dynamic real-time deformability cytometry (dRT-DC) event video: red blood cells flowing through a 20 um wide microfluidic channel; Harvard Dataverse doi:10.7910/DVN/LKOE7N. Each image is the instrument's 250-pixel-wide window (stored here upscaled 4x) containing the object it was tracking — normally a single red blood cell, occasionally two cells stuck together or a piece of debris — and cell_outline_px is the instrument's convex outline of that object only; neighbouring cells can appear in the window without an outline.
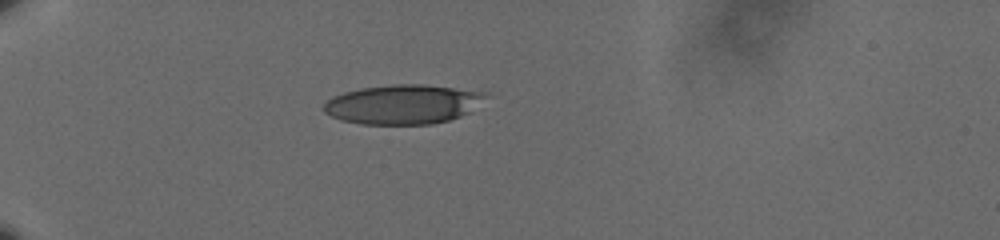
{"species": "human", "species_latin": "Homo sapiens", "temperature_condition": "cold", "stored_images_in_passage": 42, "camera_frame_rate_fps": 3000, "um_per_image_px": 0.085, "donor": {"sex": "male"}, "frame": {"image": 1, "passage_image": 1, "time_ms": 0.0, "image_size_px": [1000, 240], "cell_outline_px": [[492, 96], [472, 112], [448, 120], [428, 124], [360, 124], [340, 120], [324, 112], [324, 104], [332, 96], [344, 92], [360, 88], [392, 84], [420, 84], [488, 92]], "centroid_in_image_um": [34.32, 8.86], "position_along_channel_um": 50.7, "area_um2": 37.57}}
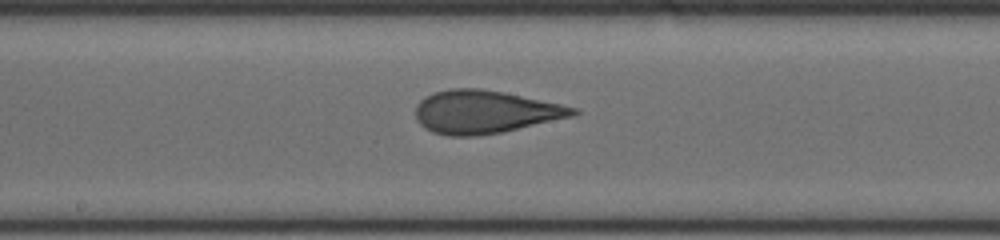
{"frame": {"image": 2, "passage_image": 17, "time_ms": 5.333, "image_size_px": [1000, 240], "cell_outline_px": [[580, 112], [572, 116], [500, 132], [476, 136], [448, 136], [432, 132], [420, 124], [416, 120], [416, 104], [424, 96], [432, 92], [448, 88], [480, 88], [504, 92], [560, 104], [576, 108]], "centroid_in_image_um": [41.14, 9.5], "position_along_channel_um": 207.1, "area_um2": 39.3}}
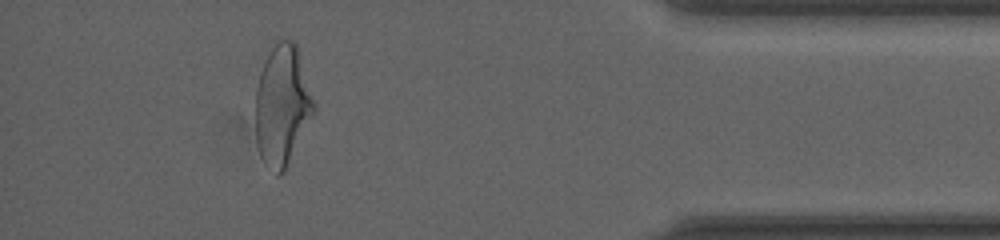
{"frame": {"image": 3, "passage_image": 37, "time_ms": 12.0, "image_size_px": [1000, 240], "cell_outline_px": [[316, 112], [284, 172], [280, 176], [276, 176], [264, 164], [260, 156], [256, 140], [256, 88], [260, 72], [264, 60], [272, 40], [292, 40], [296, 44], [316, 104]], "centroid_in_image_um": [24.0, 8.96], "position_along_channel_um": 411.2, "area_um2": 41.79}, "authors_computed_cell_mechanics": {"area_um2": 39.1017, "velocity_mm_per_s": 3.6018, "shape_relaxation_time_tau1_ms": 7.9903, "shape_relaxation_time_tau2_ms": 1.2435, "deformation_change_tau1": 0.2072, "deformation_change_tau2": 0.1039}}